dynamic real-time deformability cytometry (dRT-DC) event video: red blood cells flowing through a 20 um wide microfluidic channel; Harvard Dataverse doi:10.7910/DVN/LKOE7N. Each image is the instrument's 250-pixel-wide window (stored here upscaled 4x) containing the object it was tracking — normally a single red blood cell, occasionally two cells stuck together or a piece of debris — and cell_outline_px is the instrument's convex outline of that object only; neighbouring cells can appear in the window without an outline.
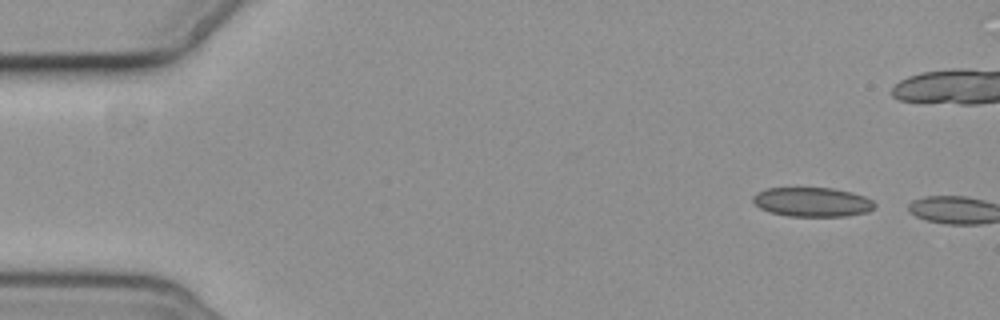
{"species": "common noctule bat (a hibernating species)", "species_latin": "Nyctalus noctula", "temperature_condition": "cold", "stored_images_in_passage": 2, "camera_frame_rate_fps": 3000, "um_per_image_px": 0.085, "animal": {"sex": "female", "body_mass_g": 19.3, "forearm_length_mm": 54.1}, "frame": {"image": 1, "passage_image": 1, "time_ms": 0.0, "image_size_px": [1000, 320], "cell_outline_px": [[876, 204], [868, 212], [848, 216], [788, 216], [768, 212], [760, 208], [752, 200], [752, 196], [756, 192], [768, 188], [832, 188], [852, 192], [864, 196], [872, 200]], "centroid_in_image_um": [69.03, 17.17], "position_along_channel_um": 16.0, "area_um2": 20.87}}